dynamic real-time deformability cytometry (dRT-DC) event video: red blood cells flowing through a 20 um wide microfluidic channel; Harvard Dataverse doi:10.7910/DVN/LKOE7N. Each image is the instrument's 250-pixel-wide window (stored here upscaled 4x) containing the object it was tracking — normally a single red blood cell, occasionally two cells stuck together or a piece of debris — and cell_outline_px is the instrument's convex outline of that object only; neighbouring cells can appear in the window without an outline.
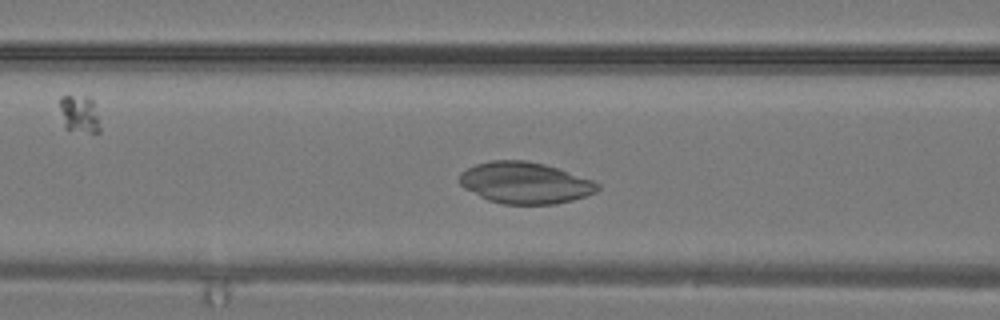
{"species": "common noctule bat (a hibernating species)", "species_latin": "Nyctalus noctula", "temperature_condition": "warm", "stored_images_in_passage": 27, "camera_frame_rate_fps": 3000, "um_per_image_px": 0.085, "animal": {"sex": "male", "body_mass_g": 19.2, "forearm_length_mm": 51.8}, "frame": {"image": 1, "passage_image": 10, "time_ms": 3.0, "image_size_px": [1000, 320], "cell_outline_px": [[600, 188], [596, 192], [572, 200], [556, 204], [504, 204], [488, 200], [464, 188], [460, 184], [460, 172], [476, 164], [488, 160], [524, 160], [544, 164], [560, 168], [592, 180], [600, 184]], "centroid_in_image_um": [44.63, 15.53], "position_along_channel_um": 122.0, "area_um2": 33.41}}
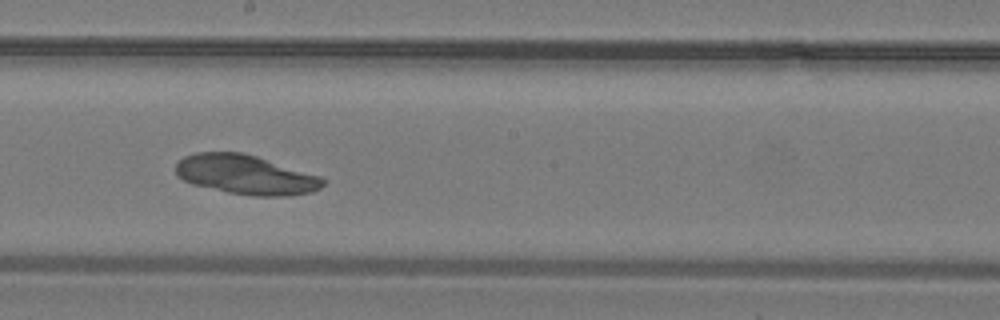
{"frame": {"image": 2, "passage_image": 15, "time_ms": 4.667, "image_size_px": [1000, 320], "cell_outline_px": [[324, 184], [320, 188], [312, 192], [292, 196], [252, 196], [228, 192], [192, 184], [176, 176], [176, 164], [184, 156], [196, 152], [240, 152], [256, 156], [320, 176], [324, 180]], "centroid_in_image_um": [20.88, 14.85], "position_along_channel_um": 227.3, "area_um2": 33.76}}
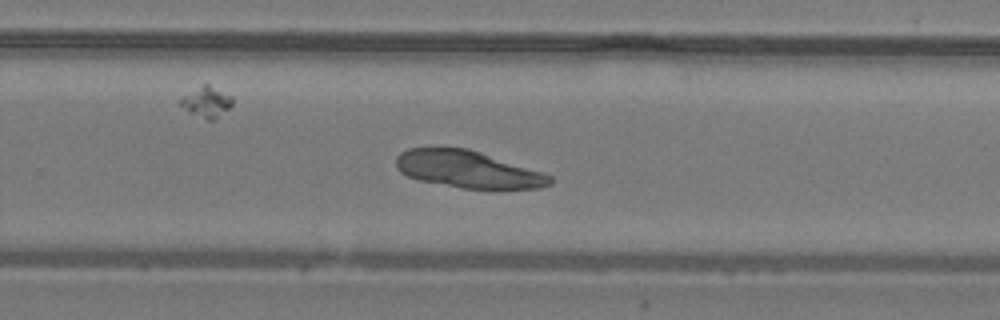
{"frame": {"image": 3, "passage_image": 18, "time_ms": 5.667, "image_size_px": [1000, 320], "cell_outline_px": [[552, 184], [540, 188], [460, 188], [420, 180], [408, 176], [400, 172], [396, 168], [396, 156], [400, 152], [408, 148], [468, 148], [552, 176]], "centroid_in_image_um": [39.72, 14.39], "position_along_channel_um": 290.1, "area_um2": 32.77}}